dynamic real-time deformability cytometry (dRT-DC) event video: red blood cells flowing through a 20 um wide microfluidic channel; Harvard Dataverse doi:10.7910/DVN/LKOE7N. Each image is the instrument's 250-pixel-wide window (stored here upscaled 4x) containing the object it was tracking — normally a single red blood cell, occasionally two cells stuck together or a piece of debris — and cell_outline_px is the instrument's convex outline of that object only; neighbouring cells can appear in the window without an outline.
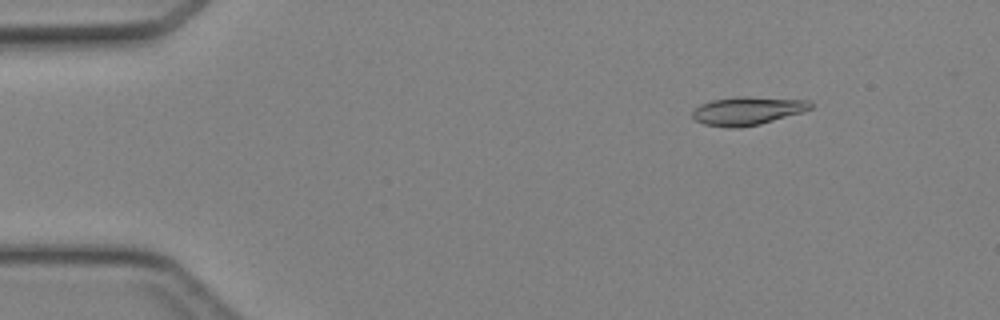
{"species": "Egyptian fruit bat (a non-hibernating species)", "species_latin": "Rousettus aegyptiacus", "temperature_condition": "cold", "stored_images_in_passage": 37, "camera_frame_rate_fps": 3000, "um_per_image_px": 0.085, "animal": {"sex": "female"}, "frame": {"image": 1, "passage_image": 6, "time_ms": 1.667, "image_size_px": [1000, 320], "cell_outline_px": [[812, 108], [804, 112], [760, 124], [740, 128], [732, 128], [704, 124], [696, 120], [692, 116], [692, 112], [700, 104], [712, 100], [736, 96], [748, 96], [808, 100], [812, 104]], "centroid_in_image_um": [63.55, 9.41], "position_along_channel_um": 21.4, "area_um2": 19.59}}
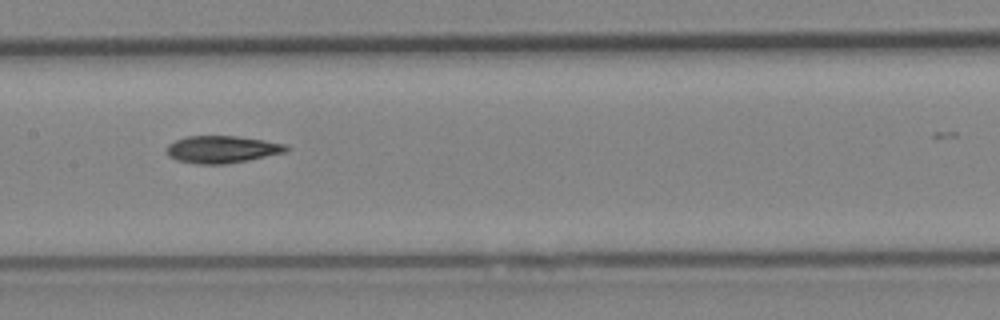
{"frame": {"image": 2, "passage_image": 23, "time_ms": 7.333, "image_size_px": [1000, 320], "cell_outline_px": [[288, 152], [248, 160], [224, 164], [196, 164], [176, 160], [168, 156], [164, 148], [168, 144], [176, 140], [188, 136], [236, 136], [264, 140], [288, 144]], "centroid_in_image_um": [18.86, 12.7], "position_along_channel_um": 188.5, "area_um2": 19.19}}
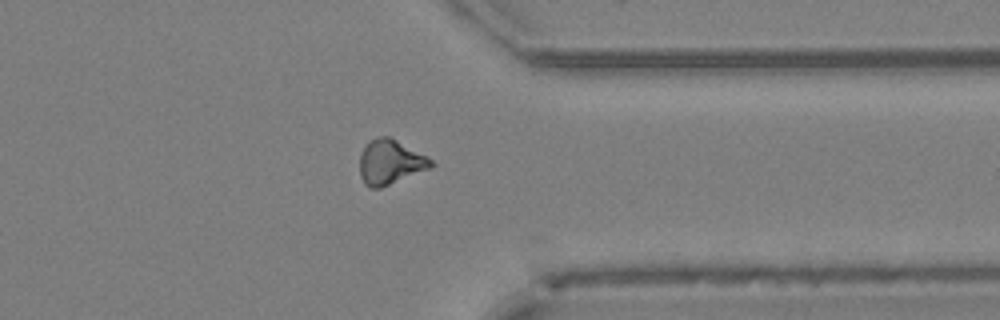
{"frame": {"image": 3, "passage_image": 36, "time_ms": 11.667, "image_size_px": [1000, 320], "cell_outline_px": [[436, 164], [432, 168], [380, 188], [368, 188], [364, 184], [360, 176], [360, 152], [364, 144], [368, 140], [380, 136], [388, 136], [428, 156]], "centroid_in_image_um": [33.16, 13.78], "position_along_channel_um": 378.2, "area_um2": 18.9}}